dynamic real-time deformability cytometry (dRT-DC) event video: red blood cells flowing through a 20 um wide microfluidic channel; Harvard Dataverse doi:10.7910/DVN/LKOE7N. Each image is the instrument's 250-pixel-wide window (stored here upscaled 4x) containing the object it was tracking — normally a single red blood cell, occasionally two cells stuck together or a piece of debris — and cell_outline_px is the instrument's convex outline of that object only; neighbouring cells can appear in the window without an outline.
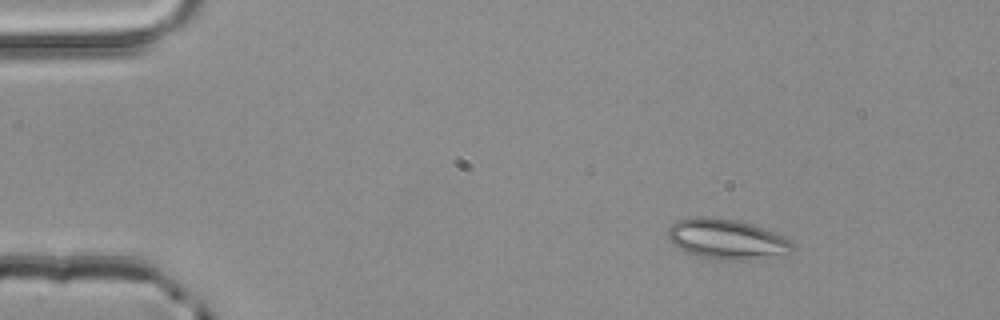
{"species": "common noctule bat (a hibernating species)", "species_latin": "Nyctalus noctula", "temperature_condition": "room temperature", "stored_images_in_passage": 3, "camera_frame_rate_fps": 3000, "um_per_image_px": 0.085, "animal": {"sex": "male", "body_mass_g": 20.4}, "frame": {"image": 1, "passage_image": 1, "time_ms": 0.0, "image_size_px": [1000, 320], "cell_outline_px": [[792, 252], [748, 260], [724, 260], [704, 256], [688, 252], [680, 248], [664, 232], [676, 220], [688, 216], [716, 216], [736, 220], [752, 224], [764, 228], [784, 236], [792, 240]], "centroid_in_image_um": [61.76, 20.28], "position_along_channel_um": 23.2, "area_um2": 29.07}}